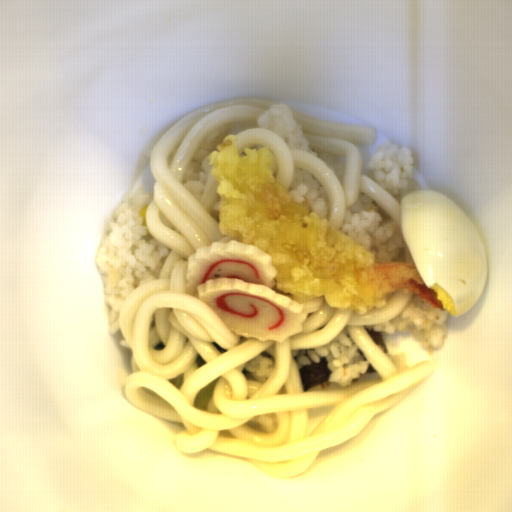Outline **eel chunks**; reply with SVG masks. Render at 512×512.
<instances>
[{"label":"eel chunks","instance_id":"obj_2","mask_svg":"<svg viewBox=\"0 0 512 512\" xmlns=\"http://www.w3.org/2000/svg\"><path fill=\"white\" fill-rule=\"evenodd\" d=\"M366 331L370 335V337L373 339V341L378 345V347L383 351L384 355L386 356L388 354V350H387V346L385 343L383 333H380L378 331H371V330H366Z\"/></svg>","mask_w":512,"mask_h":512},{"label":"eel chunks","instance_id":"obj_1","mask_svg":"<svg viewBox=\"0 0 512 512\" xmlns=\"http://www.w3.org/2000/svg\"><path fill=\"white\" fill-rule=\"evenodd\" d=\"M301 376L303 392L327 381L331 377V371L327 365V357L320 358V361H312L298 369Z\"/></svg>","mask_w":512,"mask_h":512},{"label":"eel chunks","instance_id":"obj_3","mask_svg":"<svg viewBox=\"0 0 512 512\" xmlns=\"http://www.w3.org/2000/svg\"><path fill=\"white\" fill-rule=\"evenodd\" d=\"M376 373H378V372L376 371V369L371 364L365 375H374Z\"/></svg>","mask_w":512,"mask_h":512}]
</instances>
